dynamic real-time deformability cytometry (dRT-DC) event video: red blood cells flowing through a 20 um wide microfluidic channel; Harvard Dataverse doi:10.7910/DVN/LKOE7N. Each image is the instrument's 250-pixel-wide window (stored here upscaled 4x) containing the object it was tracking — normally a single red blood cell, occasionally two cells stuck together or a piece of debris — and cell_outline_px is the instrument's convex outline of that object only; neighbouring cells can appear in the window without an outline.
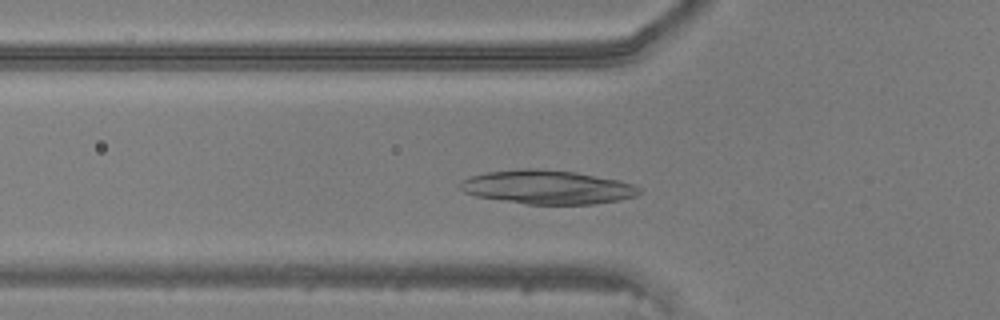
{"species": "common noctule bat (a hibernating species)", "species_latin": "Nyctalus noctula", "temperature_condition": "warm", "stored_images_in_passage": 43, "camera_frame_rate_fps": 3000, "um_per_image_px": 0.085, "animal": {"sex": "male", "body_mass_g": 20.5, "forearm_length_mm": 52.5}, "frame": {"image": 1, "passage_image": 12, "time_ms": 3.667, "image_size_px": [1000, 320], "cell_outline_px": [[640, 192], [636, 196], [620, 200], [592, 204], [528, 204], [476, 196], [464, 192], [460, 188], [460, 184], [464, 180], [472, 176], [484, 172], [516, 168], [536, 168], [576, 172], [620, 180], [632, 184], [640, 188]], "centroid_in_image_um": [46.54, 15.89], "position_along_channel_um": 79.3, "area_um2": 35.32}}
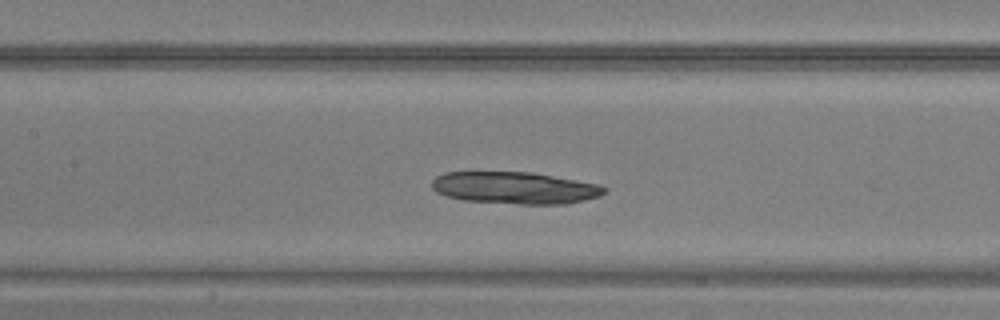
{"frame": {"image": 2, "passage_image": 18, "time_ms": 5.667, "image_size_px": [1000, 320], "cell_outline_px": [[608, 188], [600, 196], [568, 204], [520, 204], [464, 200], [448, 196], [436, 192], [432, 188], [432, 180], [436, 176], [444, 172], [532, 172], [600, 184]], "centroid_in_image_um": [43.79, 15.96], "position_along_channel_um": 163.6, "area_um2": 32.25}}
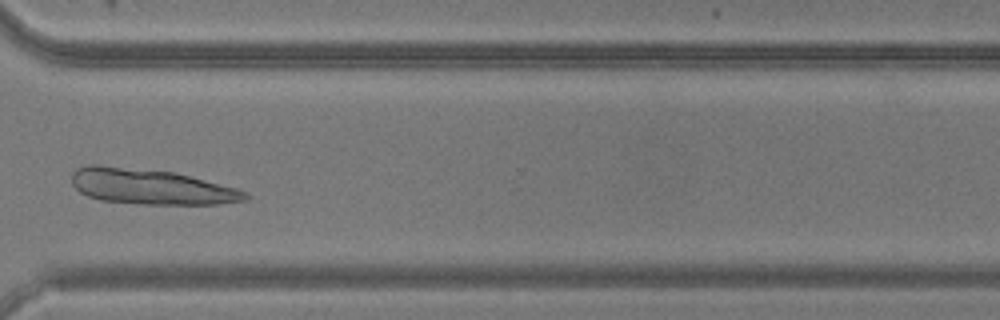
{"frame": {"image": 3, "passage_image": 32, "time_ms": 10.333, "image_size_px": [1000, 320], "cell_outline_px": [[248, 200], [216, 204], [144, 204], [100, 200], [88, 196], [80, 192], [72, 184], [72, 172], [76, 168], [88, 164], [100, 164], [172, 172], [236, 188], [248, 192]], "centroid_in_image_um": [12.77, 15.86], "position_along_channel_um": 357.8, "area_um2": 35.66}}